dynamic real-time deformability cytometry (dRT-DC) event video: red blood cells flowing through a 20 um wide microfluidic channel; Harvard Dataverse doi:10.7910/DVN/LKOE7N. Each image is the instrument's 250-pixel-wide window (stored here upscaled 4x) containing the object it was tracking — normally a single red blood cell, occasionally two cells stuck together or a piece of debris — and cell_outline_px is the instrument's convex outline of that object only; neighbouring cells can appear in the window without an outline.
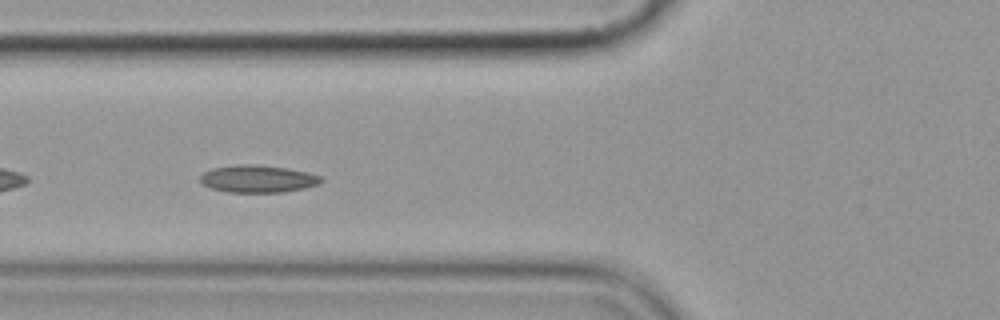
{"species": "common noctule bat (a hibernating species)", "species_latin": "Nyctalus noctula", "temperature_condition": "cold", "stored_images_in_passage": 14, "camera_frame_rate_fps": 3000, "um_per_image_px": 0.085, "animal": {"sex": "female", "body_mass_g": 19.9}, "frame": {"image": 1, "passage_image": 5, "time_ms": 5.333, "image_size_px": [1000, 320], "cell_outline_px": [[324, 180], [320, 184], [304, 188], [284, 192], [228, 192], [212, 188], [200, 184], [200, 176], [204, 172], [212, 168], [236, 164], [256, 164], [288, 168], [308, 172], [320, 176]], "centroid_in_image_um": [21.92, 15.19], "position_along_channel_um": 103.9, "area_um2": 19.48}}
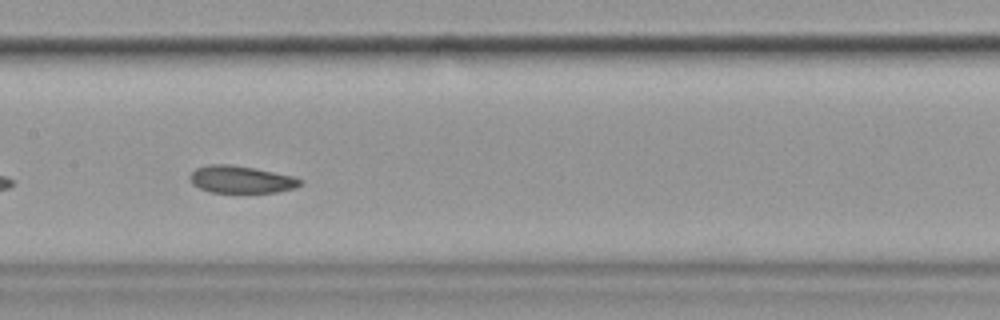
{"frame": {"image": 2, "passage_image": 7, "time_ms": 7.667, "image_size_px": [1000, 320], "cell_outline_px": [[304, 184], [296, 188], [276, 192], [208, 192], [192, 184], [188, 176], [196, 168], [208, 164], [228, 164], [252, 168], [292, 176], [304, 180]], "centroid_in_image_um": [20.49, 15.26], "position_along_channel_um": 186.9, "area_um2": 17.51}}
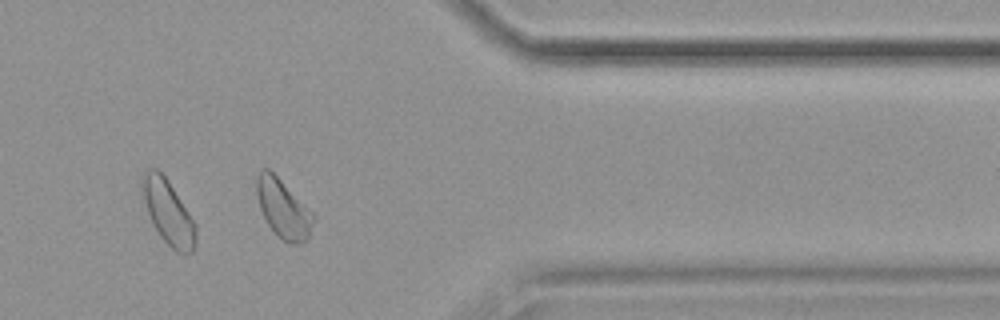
{"frame": {"image": 3, "passage_image": 12, "time_ms": 13.667, "image_size_px": [1000, 320], "cell_outline_px": [[316, 216], [308, 240], [304, 244], [292, 244], [284, 240], [268, 224], [260, 208], [256, 192], [256, 176], [260, 168], [268, 168]], "centroid_in_image_um": [24.08, 17.75], "position_along_channel_um": 387.3, "area_um2": 19.13}, "authors_computed_cell_mechanics": {"area_um2": 19.3052, "velocity_mm_per_s": 3.5553, "shape_relaxation_time_tau1_ms": 10.3804, "shape_relaxation_time_tau2_ms": null, "deformation_change_tau1": 0.1212, "deformation_change_tau2": null}}